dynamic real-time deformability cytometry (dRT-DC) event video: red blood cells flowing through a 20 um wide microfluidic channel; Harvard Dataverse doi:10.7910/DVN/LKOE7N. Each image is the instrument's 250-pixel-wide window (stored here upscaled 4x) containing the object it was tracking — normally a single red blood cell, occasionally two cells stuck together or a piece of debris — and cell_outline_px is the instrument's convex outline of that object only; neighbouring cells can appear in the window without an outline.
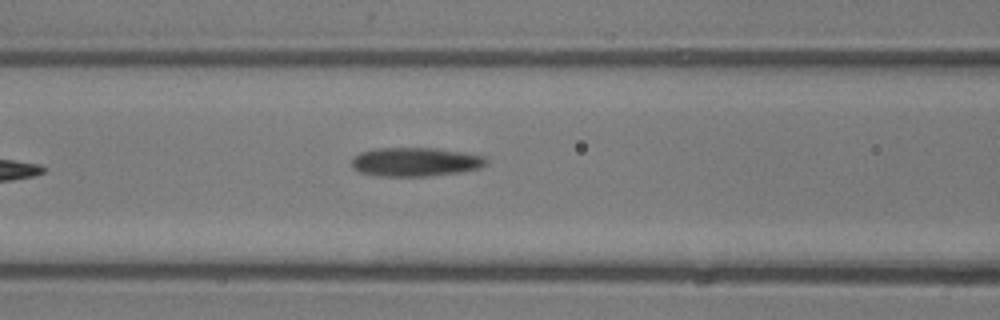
{"species": "common noctule bat (a hibernating species)", "species_latin": "Nyctalus noctula", "temperature_condition": "room temperature", "stored_images_in_passage": 5, "camera_frame_rate_fps": 3000, "um_per_image_px": 0.085, "animal": {"sex": "male", "body_mass_g": 13.3}, "frame": {"image": 1, "passage_image": 5, "time_ms": 5.667, "image_size_px": [1000, 320], "cell_outline_px": [[488, 164], [480, 168], [460, 172], [428, 176], [380, 176], [360, 172], [352, 168], [352, 156], [360, 152], [376, 148], [436, 148], [464, 152], [484, 156], [488, 160]], "centroid_in_image_um": [35.32, 13.75], "position_along_channel_um": 131.3, "area_um2": 22.83}}